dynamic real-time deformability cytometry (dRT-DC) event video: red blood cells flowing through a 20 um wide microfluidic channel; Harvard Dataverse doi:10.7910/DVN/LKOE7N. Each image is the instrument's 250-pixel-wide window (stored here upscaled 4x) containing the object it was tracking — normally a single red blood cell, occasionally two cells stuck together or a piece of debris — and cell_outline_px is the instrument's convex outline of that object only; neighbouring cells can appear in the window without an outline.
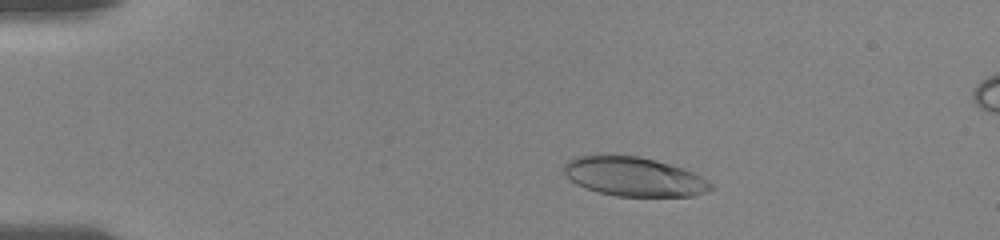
{"species": "human", "species_latin": "Homo sapiens", "temperature_condition": "room temperature", "stored_images_in_passage": 64, "camera_frame_rate_fps": 3000, "um_per_image_px": 0.085, "donor": {"sex": "female"}, "frame": {"image": 1, "passage_image": 15, "time_ms": 3.0, "image_size_px": [1000, 240], "cell_outline_px": [[712, 188], [704, 192], [692, 196], [616, 196], [600, 192], [576, 184], [564, 172], [564, 164], [568, 160], [576, 156], [600, 152], [604, 152], [636, 156], [684, 168], [708, 180], [712, 184]], "centroid_in_image_um": [53.83, 14.97], "position_along_channel_um": 31.2, "area_um2": 33.76}}
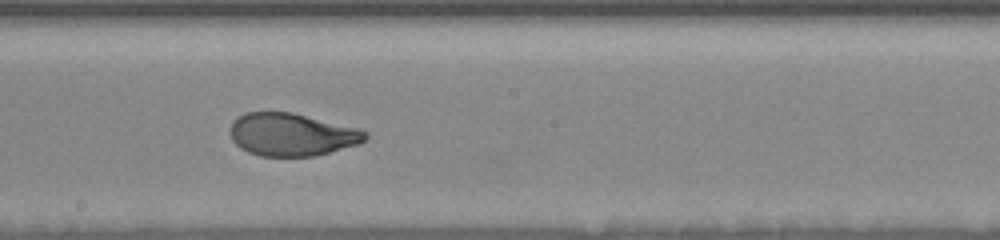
{"frame": {"image": 2, "passage_image": 48, "time_ms": 10.0, "image_size_px": [1000, 240], "cell_outline_px": [[368, 136], [360, 144], [312, 156], [260, 156], [248, 152], [240, 148], [232, 140], [228, 132], [228, 128], [232, 120], [244, 112], [292, 112], [360, 128], [368, 132]], "centroid_in_image_um": [24.77, 11.42], "position_along_channel_um": 223.4, "area_um2": 34.04}}
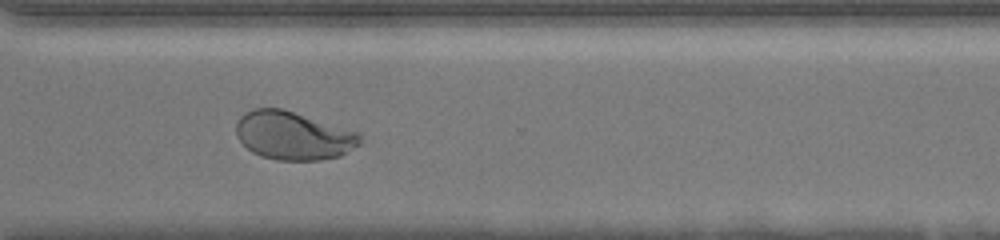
{"frame": {"image": 3, "passage_image": 63, "time_ms": 13.333, "image_size_px": [1000, 240], "cell_outline_px": [[364, 140], [360, 144], [340, 156], [320, 160], [276, 160], [260, 156], [252, 152], [236, 136], [236, 124], [240, 116], [244, 112], [252, 108], [284, 108], [360, 132]], "centroid_in_image_um": [24.95, 11.51], "position_along_channel_um": 345.6, "area_um2": 35.37}}